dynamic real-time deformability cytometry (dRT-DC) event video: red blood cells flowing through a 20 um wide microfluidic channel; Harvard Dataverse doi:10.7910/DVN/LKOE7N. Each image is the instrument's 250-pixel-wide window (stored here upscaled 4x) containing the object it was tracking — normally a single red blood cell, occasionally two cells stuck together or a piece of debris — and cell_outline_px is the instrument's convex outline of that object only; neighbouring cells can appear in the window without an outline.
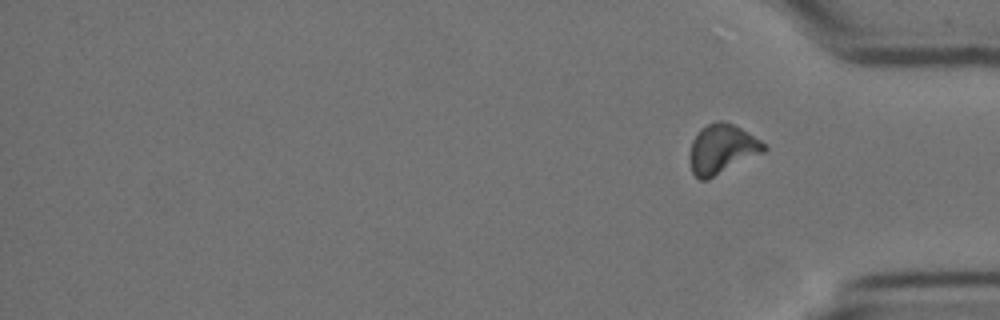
{"species": "Egyptian fruit bat (a non-hibernating species)", "species_latin": "Rousettus aegyptiacus", "temperature_condition": "cold", "stored_images_in_passage": 13, "segment_of_instrument_passage": [2, 2], "camera_frame_rate_fps": 3000, "um_per_image_px": 0.085, "animal": {"sex": "female"}, "frame": {"image": 1, "passage_image": 13, "time_ms": 4.0, "image_size_px": [1000, 320], "cell_outline_px": [[768, 148], [764, 152], [708, 180], [700, 180], [692, 172], [688, 156], [692, 140], [700, 128], [716, 120], [720, 120], [732, 124], [748, 132], [760, 140]], "centroid_in_image_um": [61.34, 12.68], "position_along_channel_um": 373.9, "area_um2": 21.5}}